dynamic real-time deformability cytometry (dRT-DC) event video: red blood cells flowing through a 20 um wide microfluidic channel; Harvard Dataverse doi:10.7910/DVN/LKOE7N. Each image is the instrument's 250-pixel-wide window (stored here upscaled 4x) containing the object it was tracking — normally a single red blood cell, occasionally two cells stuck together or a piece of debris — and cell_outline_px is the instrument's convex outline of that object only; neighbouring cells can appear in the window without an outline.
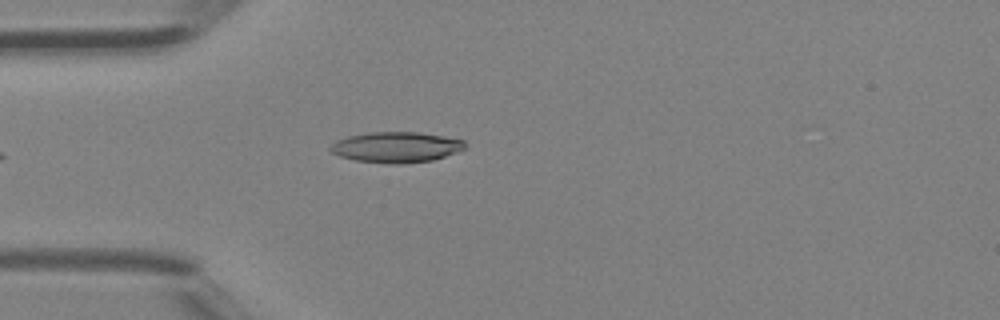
{"species": "Egyptian fruit bat (a non-hibernating species)", "species_latin": "Rousettus aegyptiacus", "temperature_condition": "room temperature", "stored_images_in_passage": 2, "camera_frame_rate_fps": 3000, "um_per_image_px": 0.085, "animal": {"sex": "female"}, "frame": {"image": 1, "passage_image": 2, "time_ms": 0.333, "image_size_px": [1000, 320], "cell_outline_px": [[468, 144], [464, 148], [456, 152], [432, 160], [404, 164], [388, 164], [356, 160], [340, 156], [332, 152], [328, 148], [336, 140], [348, 136], [368, 132], [420, 132], [444, 136], [464, 140]], "centroid_in_image_um": [33.68, 12.5], "position_along_channel_um": 51.3, "area_um2": 24.1}}